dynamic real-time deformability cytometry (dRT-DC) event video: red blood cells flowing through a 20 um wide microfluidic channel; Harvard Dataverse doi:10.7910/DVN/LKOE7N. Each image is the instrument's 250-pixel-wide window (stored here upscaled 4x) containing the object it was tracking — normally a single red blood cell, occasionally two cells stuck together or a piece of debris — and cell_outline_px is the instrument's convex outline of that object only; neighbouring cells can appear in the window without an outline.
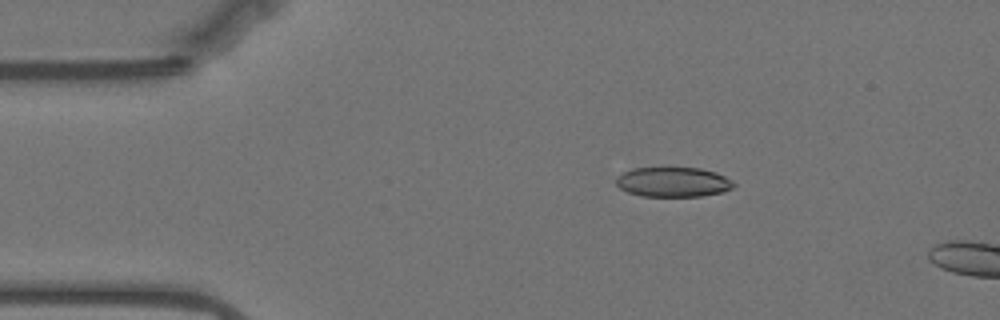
{"species": "Egyptian fruit bat (a non-hibernating species)", "species_latin": "Rousettus aegyptiacus", "temperature_condition": "warm", "stored_images_in_passage": 12, "camera_frame_rate_fps": 3000, "um_per_image_px": 0.085, "animal": {"sex": "female"}, "frame": {"image": 1, "passage_image": 9, "time_ms": 2.667, "image_size_px": [1000, 320], "cell_outline_px": [[736, 184], [732, 188], [724, 192], [700, 196], [640, 196], [628, 192], [620, 188], [616, 184], [616, 180], [624, 172], [632, 168], [700, 168], [716, 172], [732, 180]], "centroid_in_image_um": [57.24, 15.48], "position_along_channel_um": 27.8, "area_um2": 20.35}}